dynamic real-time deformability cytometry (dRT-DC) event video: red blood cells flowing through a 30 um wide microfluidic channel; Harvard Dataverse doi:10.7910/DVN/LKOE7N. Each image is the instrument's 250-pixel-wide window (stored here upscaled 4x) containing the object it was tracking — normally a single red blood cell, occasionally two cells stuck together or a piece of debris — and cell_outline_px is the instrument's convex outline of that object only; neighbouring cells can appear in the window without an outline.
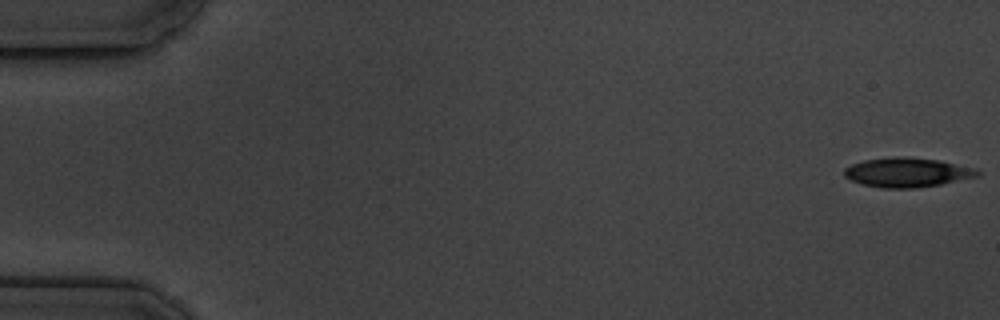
{"species": "common noctule bat (a hibernating species)", "species_latin": "Nyctalus noctula", "temperature_condition": "cold", "stored_images_in_passage": 5, "camera_frame_rate_fps": 3000, "um_per_image_px": 0.085, "animal": {"sex": "male", "body_mass_g": 19.5, "forearm_length_mm": 54.6}, "frame": {"image": 1, "passage_image": 1, "time_ms": 0.0, "image_size_px": [1000, 320], "cell_outline_px": [[980, 176], [940, 184], [916, 188], [880, 188], [864, 184], [852, 180], [844, 176], [844, 168], [852, 164], [864, 160], [892, 156], [904, 156], [940, 160], [976, 168], [980, 172]], "centroid_in_image_um": [77.13, 14.64], "position_along_channel_um": 7.9, "area_um2": 22.95}}
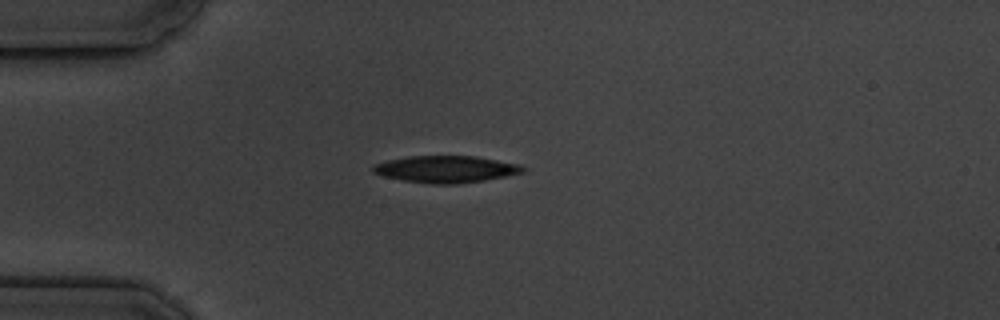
{"frame": {"image": 2, "passage_image": 5, "time_ms": 4.667, "image_size_px": [1000, 320], "cell_outline_px": [[528, 168], [524, 172], [484, 180], [456, 184], [432, 184], [404, 180], [384, 176], [372, 172], [372, 164], [388, 160], [408, 156], [476, 156], [520, 164]], "centroid_in_image_um": [37.91, 14.37], "position_along_channel_um": 47.1, "area_um2": 23.47}}